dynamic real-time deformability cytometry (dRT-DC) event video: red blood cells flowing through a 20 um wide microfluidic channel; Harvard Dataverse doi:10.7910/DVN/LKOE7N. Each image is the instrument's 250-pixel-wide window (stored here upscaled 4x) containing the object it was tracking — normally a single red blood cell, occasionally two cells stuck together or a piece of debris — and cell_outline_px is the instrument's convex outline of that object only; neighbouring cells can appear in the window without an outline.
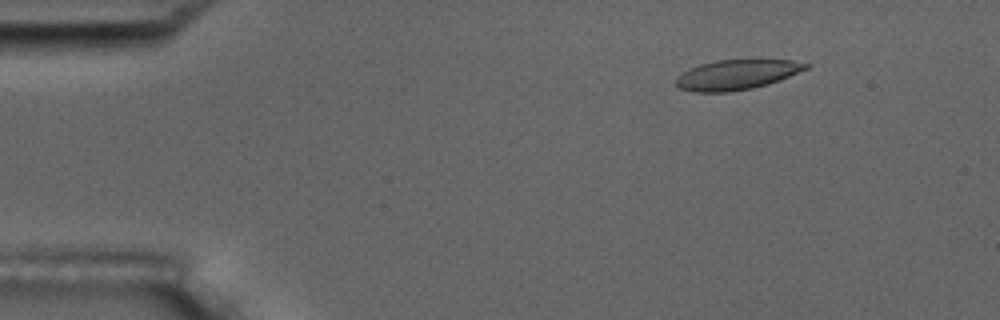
{"species": "common noctule bat (a hibernating species)", "species_latin": "Nyctalus noctula", "temperature_condition": "room temperature", "stored_images_in_passage": 6, "camera_frame_rate_fps": 3000, "um_per_image_px": 0.085, "animal": {"sex": "male", "body_mass_g": 17.5, "forearm_length_mm": 52.3}, "frame": {"image": 1, "passage_image": 3, "time_ms": 2.333, "image_size_px": [1000, 320], "cell_outline_px": [[812, 64], [808, 68], [780, 80], [768, 84], [752, 88], [728, 92], [692, 92], [676, 88], [676, 76], [688, 68], [700, 64], [716, 60], [792, 60]], "centroid_in_image_um": [62.58, 6.35], "position_along_channel_um": 22.4, "area_um2": 22.83}}
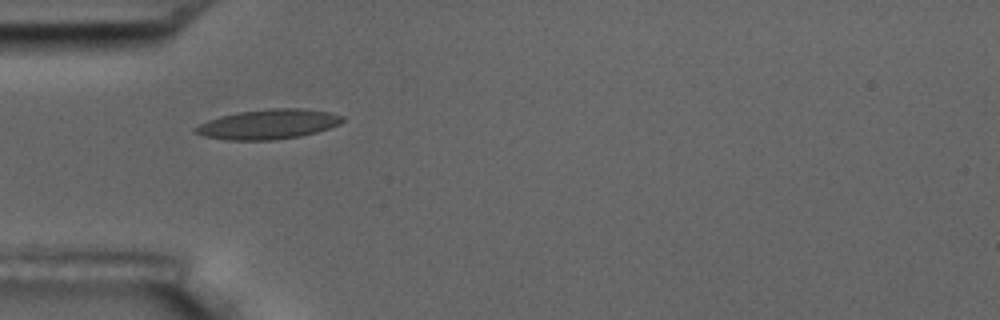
{"frame": {"image": 2, "passage_image": 5, "time_ms": 5.667, "image_size_px": [1000, 320], "cell_outline_px": [[344, 120], [340, 124], [316, 132], [300, 136], [272, 140], [228, 140], [204, 136], [196, 132], [192, 128], [208, 120], [220, 116], [240, 112], [272, 108], [300, 108], [328, 112], [344, 116]], "centroid_in_image_um": [22.81, 10.56], "position_along_channel_um": 62.2, "area_um2": 25.32}}